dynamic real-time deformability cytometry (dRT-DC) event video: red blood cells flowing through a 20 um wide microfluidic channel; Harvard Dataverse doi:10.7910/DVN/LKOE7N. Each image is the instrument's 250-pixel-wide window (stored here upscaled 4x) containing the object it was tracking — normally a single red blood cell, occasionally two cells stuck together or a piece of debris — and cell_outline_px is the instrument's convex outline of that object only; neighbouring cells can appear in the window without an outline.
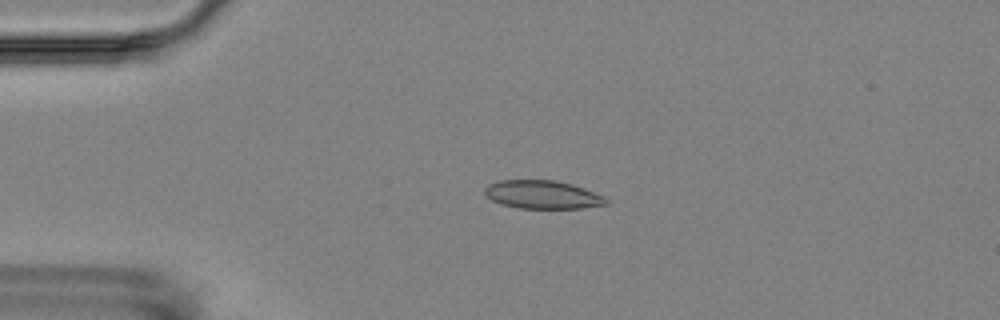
{"species": "Egyptian fruit bat (a non-hibernating species)", "species_latin": "Rousettus aegyptiacus", "temperature_condition": "room temperature", "stored_images_in_passage": 4, "camera_frame_rate_fps": 3000, "um_per_image_px": 0.085, "animal": {"sex": "female"}, "frame": {"image": 1, "passage_image": 4, "time_ms": 3.333, "image_size_px": [1000, 320], "cell_outline_px": [[608, 204], [584, 208], [520, 208], [500, 204], [492, 200], [484, 192], [484, 188], [488, 184], [500, 180], [556, 180], [572, 184], [604, 196], [608, 200]], "centroid_in_image_um": [46.11, 16.54], "position_along_channel_um": 38.9, "area_um2": 20.0}}